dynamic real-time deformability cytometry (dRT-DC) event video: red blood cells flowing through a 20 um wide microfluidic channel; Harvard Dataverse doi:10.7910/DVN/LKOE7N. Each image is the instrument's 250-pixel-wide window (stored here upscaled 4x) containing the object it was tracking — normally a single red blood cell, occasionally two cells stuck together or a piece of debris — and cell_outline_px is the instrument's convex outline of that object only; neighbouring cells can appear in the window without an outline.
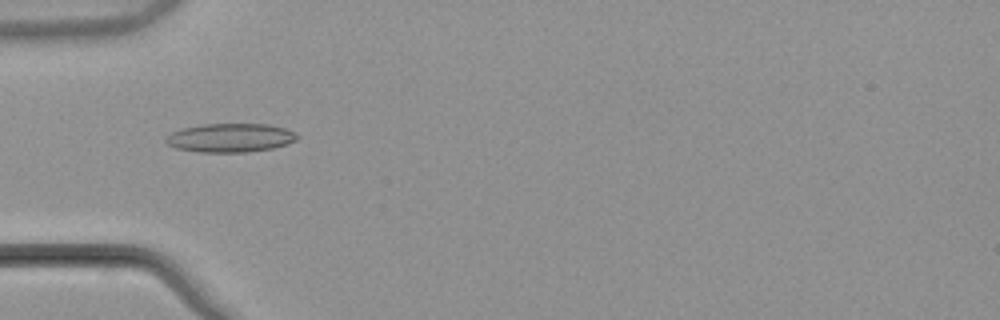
{"species": "common noctule bat (a hibernating species)", "species_latin": "Nyctalus noctula", "temperature_condition": "warm", "stored_images_in_passage": 53, "camera_frame_rate_fps": 3000, "um_per_image_px": 0.085, "animal": {"sex": "male", "body_mass_g": 21.5, "forearm_length_mm": 52.0}, "frame": {"image": 1, "passage_image": 17, "time_ms": 5.333, "image_size_px": [1000, 320], "cell_outline_px": [[300, 136], [296, 140], [288, 144], [272, 148], [248, 152], [200, 152], [176, 148], [168, 144], [164, 140], [172, 132], [184, 128], [204, 124], [268, 124], [284, 128]], "centroid_in_image_um": [19.59, 11.71], "position_along_channel_um": 65.4, "area_um2": 21.85}}
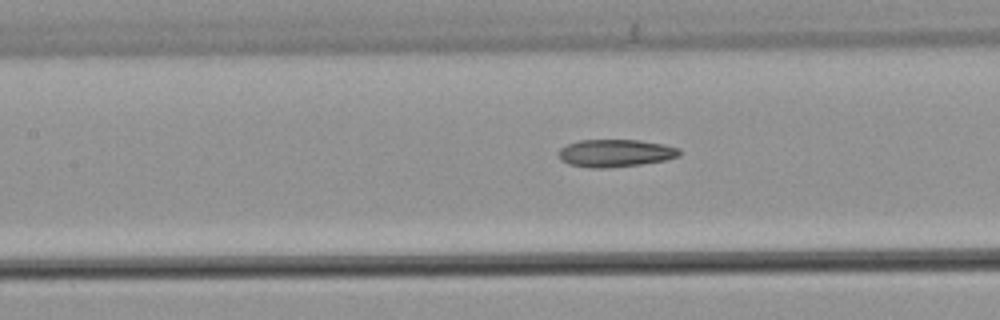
{"frame": {"image": 2, "passage_image": 24, "time_ms": 7.667, "image_size_px": [1000, 320], "cell_outline_px": [[680, 156], [664, 160], [640, 164], [612, 168], [588, 168], [568, 164], [560, 160], [556, 152], [560, 148], [568, 144], [580, 140], [640, 140], [664, 144], [680, 148]], "centroid_in_image_um": [52.27, 13.02], "position_along_channel_um": 155.1, "area_um2": 19.65}}
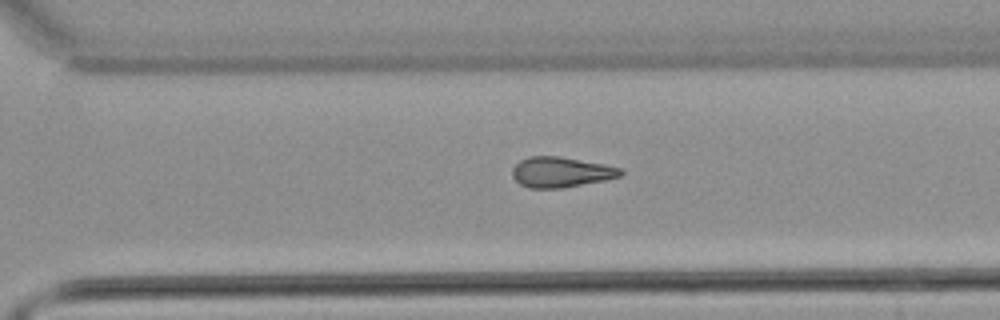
{"frame": {"image": 3, "passage_image": 37, "time_ms": 12.0, "image_size_px": [1000, 320], "cell_outline_px": [[624, 172], [620, 176], [604, 180], [560, 188], [528, 188], [520, 184], [512, 176], [512, 168], [520, 160], [528, 156], [560, 156], [604, 164], [620, 168]], "centroid_in_image_um": [47.65, 14.62], "position_along_channel_um": 323.0, "area_um2": 19.07}, "authors_computed_cell_mechanics": {"area_um2": 19.652, "velocity_mm_per_s": 3.8898, "shape_relaxation_time_tau1_ms": null, "shape_relaxation_time_tau2_ms": 6.0156, "deformation_change_tau1": null, "deformation_change_tau2": 0.1597}}